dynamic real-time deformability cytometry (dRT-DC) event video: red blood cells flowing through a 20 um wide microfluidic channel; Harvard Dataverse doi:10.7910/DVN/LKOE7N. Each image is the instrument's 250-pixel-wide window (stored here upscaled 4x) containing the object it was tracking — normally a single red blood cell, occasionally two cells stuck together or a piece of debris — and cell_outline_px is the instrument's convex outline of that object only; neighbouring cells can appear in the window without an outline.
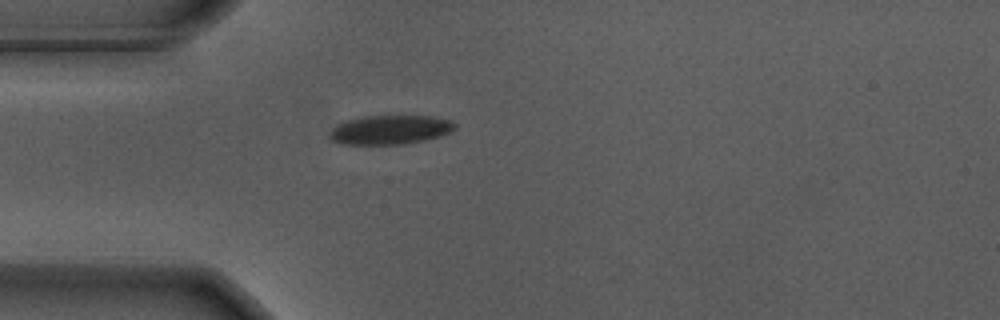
{"species": "Egyptian fruit bat (a non-hibernating species)", "species_latin": "Rousettus aegyptiacus", "temperature_condition": "warm", "stored_images_in_passage": 41, "camera_frame_rate_fps": 3000, "um_per_image_px": 0.085, "animal": {"sex": "male"}, "frame": {"image": 1, "passage_image": 1, "time_ms": 0.0, "image_size_px": [1000, 320], "cell_outline_px": [[456, 128], [452, 132], [440, 136], [424, 140], [404, 144], [344, 144], [332, 140], [328, 136], [332, 128], [336, 124], [344, 120], [364, 116], [432, 116], [452, 120], [456, 124]], "centroid_in_image_um": [33.17, 11.02], "position_along_channel_um": 51.8, "area_um2": 21.44}}
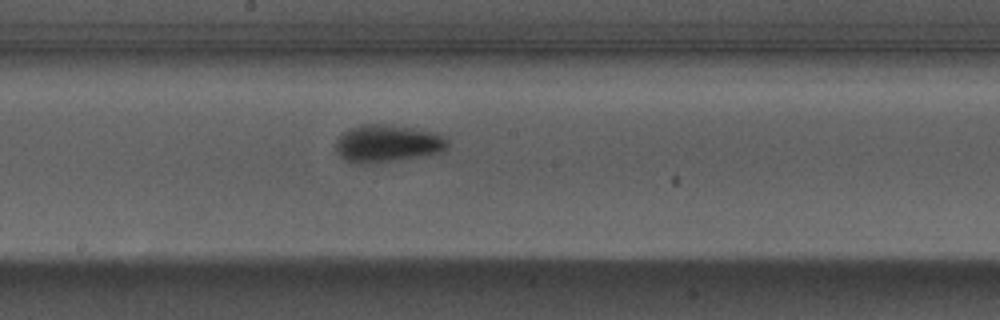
{"frame": {"image": 2, "passage_image": 15, "time_ms": 4.667, "image_size_px": [1000, 320], "cell_outline_px": [[448, 148], [440, 152], [420, 156], [364, 164], [356, 164], [344, 160], [336, 152], [336, 140], [344, 132], [360, 124], [380, 124], [412, 128], [436, 132], [448, 140]], "centroid_in_image_um": [32.91, 12.2], "position_along_channel_um": 215.3, "area_um2": 24.16}}
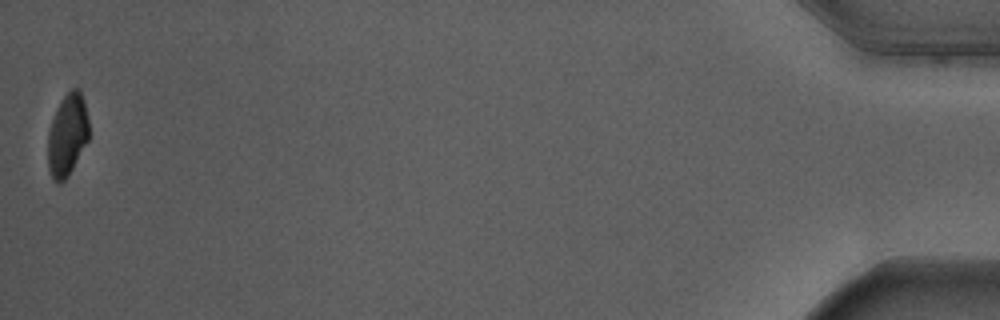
{"frame": {"image": 3, "passage_image": 41, "time_ms": 13.333, "image_size_px": [1000, 320], "cell_outline_px": [[88, 140], [68, 176], [60, 184], [52, 176], [48, 168], [48, 132], [56, 108], [60, 100], [72, 88], [76, 88], [80, 92], [84, 100], [88, 120]], "centroid_in_image_um": [5.72, 11.45], "position_along_channel_um": 429.5, "area_um2": 19.42}, "authors_computed_cell_mechanics": {"area_um2": 22.5998, "velocity_mm_per_s": 3.6606, "shape_relaxation_time_tau1_ms": 2.5545, "shape_relaxation_time_tau2_ms": null, "deformation_change_tau1": 0.1355, "deformation_change_tau2": null}}